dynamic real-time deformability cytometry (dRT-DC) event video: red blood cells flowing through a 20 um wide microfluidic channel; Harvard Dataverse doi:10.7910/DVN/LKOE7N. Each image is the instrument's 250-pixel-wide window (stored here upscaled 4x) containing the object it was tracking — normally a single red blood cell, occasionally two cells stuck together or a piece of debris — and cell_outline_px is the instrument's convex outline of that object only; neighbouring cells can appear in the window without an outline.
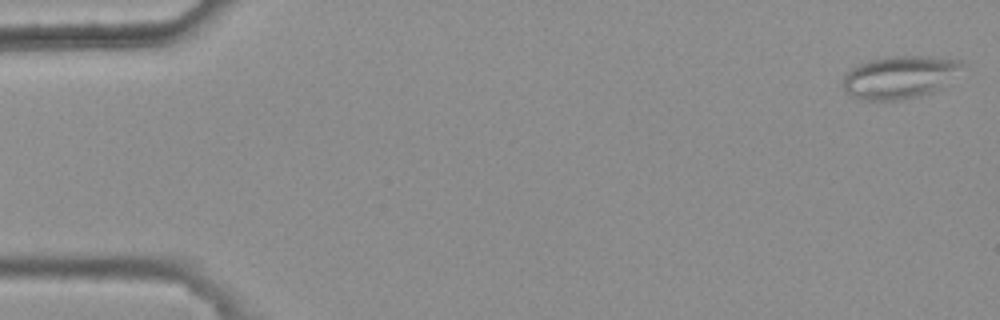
{"species": "common noctule bat (a hibernating species)", "species_latin": "Nyctalus noctula", "temperature_condition": "warm", "stored_images_in_passage": 3, "camera_frame_rate_fps": 3000, "um_per_image_px": 0.085, "animal": {"sex": "female", "body_mass_g": 25.1}, "frame": {"image": 1, "passage_image": 1, "time_ms": 0.0, "image_size_px": [1000, 320], "cell_outline_px": [[964, 64], [940, 88], [932, 92], [920, 96], [900, 100], [860, 100], [848, 96], [844, 92], [840, 84], [844, 72], [856, 64], [868, 60], [884, 56], [936, 56], [960, 60]], "centroid_in_image_um": [76.33, 6.55], "position_along_channel_um": 8.7, "area_um2": 30.23}}